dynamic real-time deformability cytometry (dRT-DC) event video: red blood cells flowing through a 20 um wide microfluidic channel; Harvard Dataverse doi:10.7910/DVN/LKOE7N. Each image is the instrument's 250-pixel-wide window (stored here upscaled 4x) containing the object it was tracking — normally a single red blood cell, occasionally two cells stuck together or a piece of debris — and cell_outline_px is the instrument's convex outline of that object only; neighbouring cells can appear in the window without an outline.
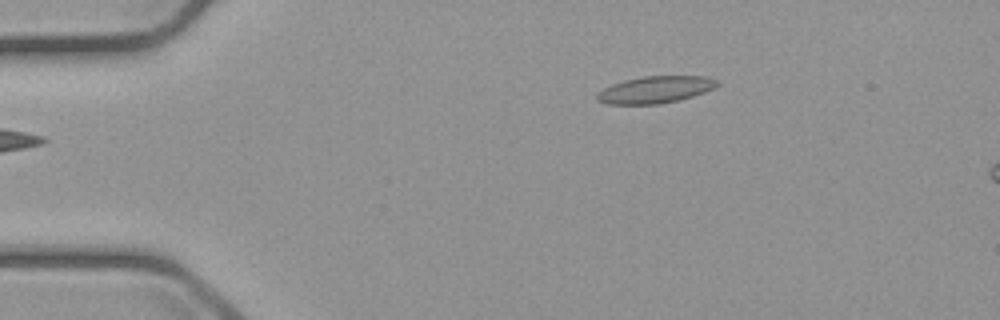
{"species": "common noctule bat (a hibernating species)", "species_latin": "Nyctalus noctula", "temperature_condition": "cold", "stored_images_in_passage": 3, "camera_frame_rate_fps": 3000, "um_per_image_px": 0.085, "animal": {"sex": "male", "body_mass_g": 23.1, "forearm_length_mm": 52.7}, "frame": {"image": 1, "passage_image": 1, "time_ms": 0.0, "image_size_px": [1000, 320], "cell_outline_px": [[720, 84], [716, 88], [692, 96], [660, 104], [608, 104], [596, 100], [596, 92], [612, 84], [624, 80], [644, 76], [708, 76], [720, 80]], "centroid_in_image_um": [55.72, 7.61], "position_along_channel_um": 29.3, "area_um2": 19.02}}